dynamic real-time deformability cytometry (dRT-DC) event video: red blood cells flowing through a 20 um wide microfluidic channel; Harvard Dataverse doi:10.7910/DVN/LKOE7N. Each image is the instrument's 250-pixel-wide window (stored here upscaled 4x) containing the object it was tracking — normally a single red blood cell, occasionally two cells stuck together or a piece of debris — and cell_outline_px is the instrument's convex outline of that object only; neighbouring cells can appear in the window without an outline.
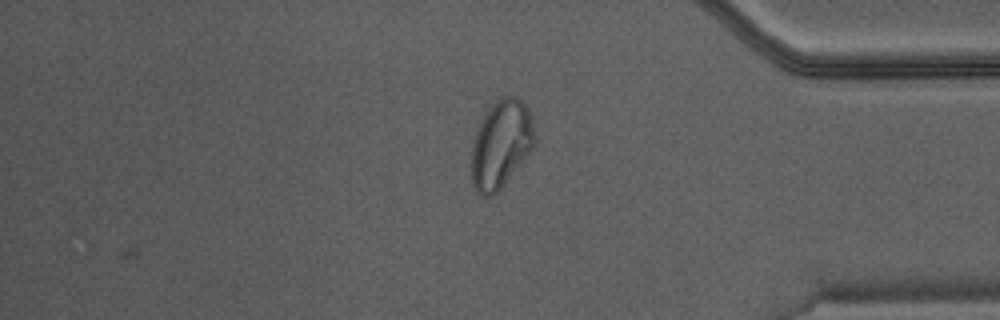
{"species": "Egyptian fruit bat (a non-hibernating species)", "species_latin": "Rousettus aegyptiacus", "temperature_condition": "warm", "stored_images_in_passage": 40, "camera_frame_rate_fps": 3000, "um_per_image_px": 0.085, "animal": {"sex": "male"}, "frame": {"image": 1, "passage_image": 33, "time_ms": 10.667, "image_size_px": [1000, 320], "cell_outline_px": [[536, 144], [500, 188], [492, 196], [484, 196], [472, 184], [472, 144], [480, 120], [492, 104], [496, 100], [504, 96], [516, 96], [528, 108], [532, 116], [536, 140]], "centroid_in_image_um": [42.6, 12.21], "position_along_channel_um": 392.6, "area_um2": 32.02}}